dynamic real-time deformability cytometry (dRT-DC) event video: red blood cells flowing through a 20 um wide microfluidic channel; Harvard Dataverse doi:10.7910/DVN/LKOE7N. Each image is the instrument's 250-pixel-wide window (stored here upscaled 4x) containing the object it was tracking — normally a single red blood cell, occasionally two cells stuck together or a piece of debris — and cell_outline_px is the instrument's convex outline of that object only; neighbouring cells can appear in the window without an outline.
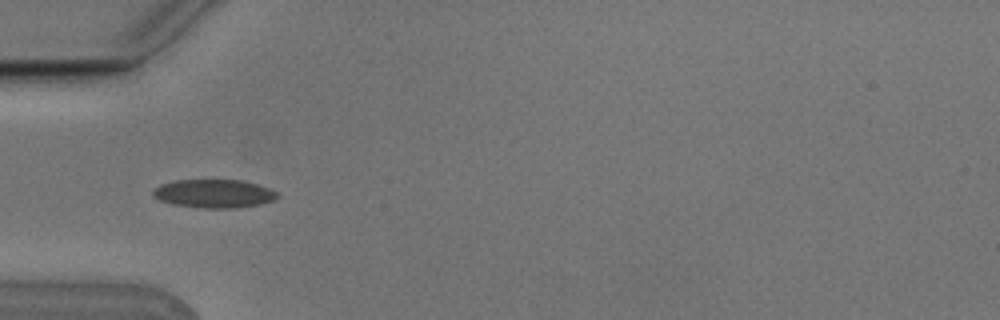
{"species": "Egyptian fruit bat (a non-hibernating species)", "species_latin": "Rousettus aegyptiacus", "temperature_condition": "cold", "stored_images_in_passage": 7, "camera_frame_rate_fps": 3000, "um_per_image_px": 0.085, "animal": {"sex": "male"}, "frame": {"image": 1, "passage_image": 5, "time_ms": 1.333, "image_size_px": [1000, 320], "cell_outline_px": [[280, 196], [272, 200], [260, 204], [232, 208], [204, 208], [172, 204], [160, 200], [152, 196], [152, 192], [160, 184], [176, 180], [244, 180], [268, 188], [276, 192]], "centroid_in_image_um": [18.16, 16.45], "position_along_channel_um": 66.8, "area_um2": 20.46}}
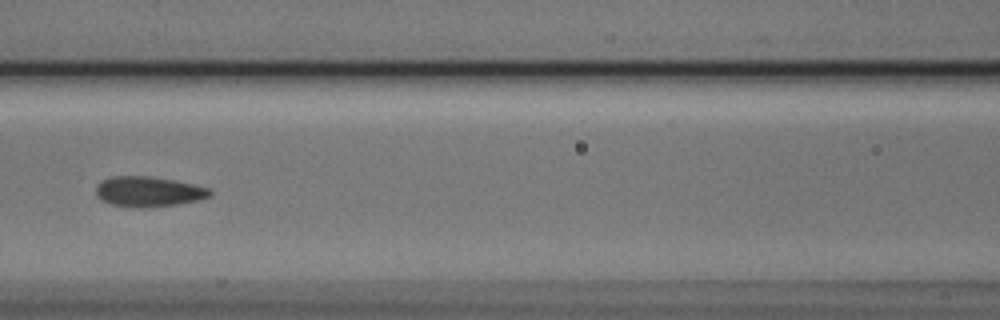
{"frame": {"image": 2, "passage_image": 7, "time_ms": 2.0, "image_size_px": [1000, 320], "cell_outline_px": [[212, 196], [200, 200], [180, 204], [144, 208], [136, 208], [112, 204], [100, 200], [96, 196], [96, 184], [112, 176], [152, 176], [212, 188]], "centroid_in_image_um": [12.65, 16.3], "position_along_channel_um": 154.0, "area_um2": 20.35}}